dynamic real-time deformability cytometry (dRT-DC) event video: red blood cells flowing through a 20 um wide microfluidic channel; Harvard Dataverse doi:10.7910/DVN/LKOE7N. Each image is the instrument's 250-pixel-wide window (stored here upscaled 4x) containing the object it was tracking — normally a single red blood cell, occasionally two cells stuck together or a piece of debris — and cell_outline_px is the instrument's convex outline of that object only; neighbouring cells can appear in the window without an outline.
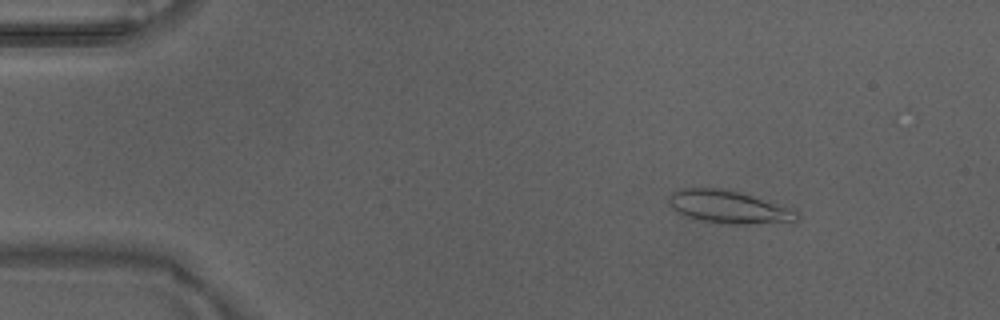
{"species": "Egyptian fruit bat (a non-hibernating species)", "species_latin": "Rousettus aegyptiacus", "temperature_condition": "warm", "stored_images_in_passage": 43, "camera_frame_rate_fps": 3000, "um_per_image_px": 0.085, "animal": {"sex": "male"}, "frame": {"image": 1, "passage_image": 7, "time_ms": 2.0, "image_size_px": [1000, 320], "cell_outline_px": [[800, 220], [744, 224], [728, 224], [700, 220], [684, 216], [672, 208], [668, 204], [668, 196], [672, 192], [680, 188], [720, 188], [740, 192], [792, 208], [800, 216]], "centroid_in_image_um": [61.89, 17.58], "position_along_channel_um": 23.1, "area_um2": 24.39}}
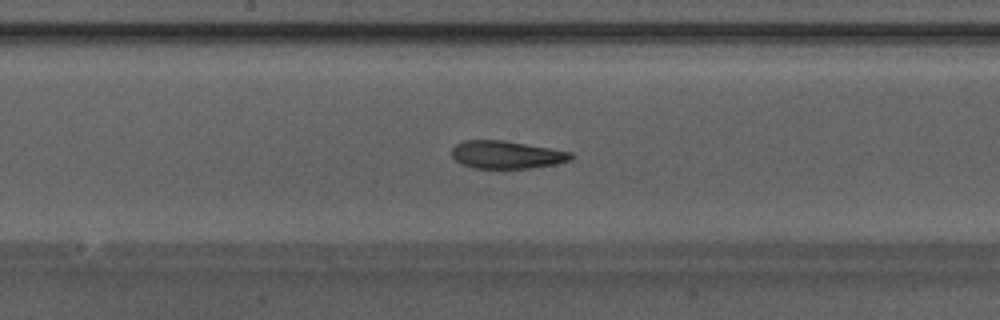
{"frame": {"image": 2, "passage_image": 26, "time_ms": 8.333, "image_size_px": [1000, 320], "cell_outline_px": [[572, 160], [556, 164], [532, 168], [472, 168], [460, 164], [452, 156], [452, 148], [456, 144], [464, 140], [504, 140], [572, 152]], "centroid_in_image_um": [43.04, 13.15], "position_along_channel_um": 205.2, "area_um2": 19.36}}
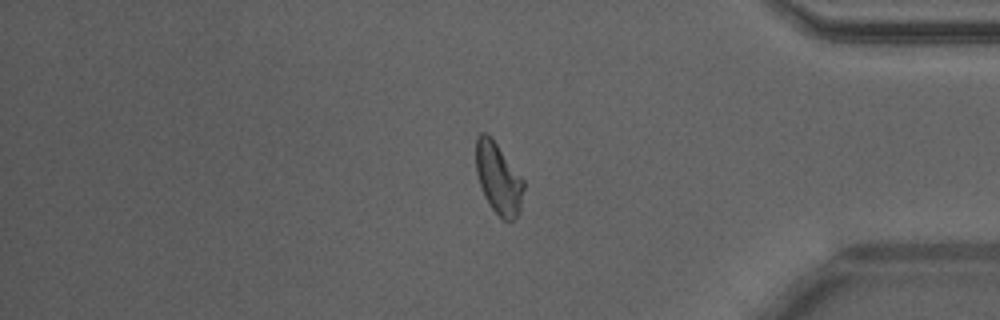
{"frame": {"image": 3, "passage_image": 41, "time_ms": 13.333, "image_size_px": [1000, 320], "cell_outline_px": [[524, 188], [520, 212], [512, 220], [504, 220], [488, 204], [484, 196], [476, 172], [476, 136], [480, 132], [484, 132], [496, 144], [524, 180]], "centroid_in_image_um": [42.36, 15.19], "position_along_channel_um": 392.8, "area_um2": 19.48}, "authors_computed_cell_mechanics": {"area_um2": 20.23, "velocity_mm_per_s": 4.2365, "shape_relaxation_time_tau1_ms": 10.7452, "shape_relaxation_time_tau2_ms": 2.1321, "deformation_change_tau1": 0.2769, "deformation_change_tau2": 0.1044}}